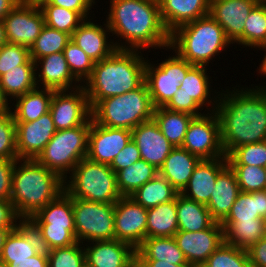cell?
I'll list each match as a JSON object with an SVG mask.
<instances>
[{
  "label": "cell",
  "mask_w": 266,
  "mask_h": 267,
  "mask_svg": "<svg viewBox=\"0 0 266 267\" xmlns=\"http://www.w3.org/2000/svg\"><path fill=\"white\" fill-rule=\"evenodd\" d=\"M255 88L234 87L216 93L220 97L215 112L225 156L238 146L266 141V85Z\"/></svg>",
  "instance_id": "cell-1"
},
{
  "label": "cell",
  "mask_w": 266,
  "mask_h": 267,
  "mask_svg": "<svg viewBox=\"0 0 266 267\" xmlns=\"http://www.w3.org/2000/svg\"><path fill=\"white\" fill-rule=\"evenodd\" d=\"M109 8L106 23L111 34L125 40L123 44L114 43L117 49L169 47L170 33L161 18L158 1L110 0Z\"/></svg>",
  "instance_id": "cell-2"
},
{
  "label": "cell",
  "mask_w": 266,
  "mask_h": 267,
  "mask_svg": "<svg viewBox=\"0 0 266 267\" xmlns=\"http://www.w3.org/2000/svg\"><path fill=\"white\" fill-rule=\"evenodd\" d=\"M139 51L116 49L108 58L94 64L90 77L82 85L91 109L100 100L120 96L145 82L146 60Z\"/></svg>",
  "instance_id": "cell-3"
},
{
  "label": "cell",
  "mask_w": 266,
  "mask_h": 267,
  "mask_svg": "<svg viewBox=\"0 0 266 267\" xmlns=\"http://www.w3.org/2000/svg\"><path fill=\"white\" fill-rule=\"evenodd\" d=\"M63 191L64 180L36 159L16 160L10 201L22 221H28Z\"/></svg>",
  "instance_id": "cell-4"
},
{
  "label": "cell",
  "mask_w": 266,
  "mask_h": 267,
  "mask_svg": "<svg viewBox=\"0 0 266 267\" xmlns=\"http://www.w3.org/2000/svg\"><path fill=\"white\" fill-rule=\"evenodd\" d=\"M230 44L221 25L208 14L171 32L167 49L175 51L192 65L207 66Z\"/></svg>",
  "instance_id": "cell-5"
},
{
  "label": "cell",
  "mask_w": 266,
  "mask_h": 267,
  "mask_svg": "<svg viewBox=\"0 0 266 267\" xmlns=\"http://www.w3.org/2000/svg\"><path fill=\"white\" fill-rule=\"evenodd\" d=\"M154 109L148 86L144 82L135 90L100 100L91 110L92 120L99 125L132 130L152 119Z\"/></svg>",
  "instance_id": "cell-6"
},
{
  "label": "cell",
  "mask_w": 266,
  "mask_h": 267,
  "mask_svg": "<svg viewBox=\"0 0 266 267\" xmlns=\"http://www.w3.org/2000/svg\"><path fill=\"white\" fill-rule=\"evenodd\" d=\"M36 231L41 248L48 251L77 243L75 237L73 198L63 191L28 221Z\"/></svg>",
  "instance_id": "cell-7"
},
{
  "label": "cell",
  "mask_w": 266,
  "mask_h": 267,
  "mask_svg": "<svg viewBox=\"0 0 266 267\" xmlns=\"http://www.w3.org/2000/svg\"><path fill=\"white\" fill-rule=\"evenodd\" d=\"M64 180L65 191L72 197L99 203H115L122 196L116 173L110 165L82 159Z\"/></svg>",
  "instance_id": "cell-8"
},
{
  "label": "cell",
  "mask_w": 266,
  "mask_h": 267,
  "mask_svg": "<svg viewBox=\"0 0 266 267\" xmlns=\"http://www.w3.org/2000/svg\"><path fill=\"white\" fill-rule=\"evenodd\" d=\"M91 124L56 131L36 160L63 180L88 154Z\"/></svg>",
  "instance_id": "cell-9"
},
{
  "label": "cell",
  "mask_w": 266,
  "mask_h": 267,
  "mask_svg": "<svg viewBox=\"0 0 266 267\" xmlns=\"http://www.w3.org/2000/svg\"><path fill=\"white\" fill-rule=\"evenodd\" d=\"M75 237L83 241L115 239L114 203H99L73 198Z\"/></svg>",
  "instance_id": "cell-10"
},
{
  "label": "cell",
  "mask_w": 266,
  "mask_h": 267,
  "mask_svg": "<svg viewBox=\"0 0 266 267\" xmlns=\"http://www.w3.org/2000/svg\"><path fill=\"white\" fill-rule=\"evenodd\" d=\"M193 66L176 52L157 66L146 60L145 82L155 108L165 106L172 99Z\"/></svg>",
  "instance_id": "cell-11"
},
{
  "label": "cell",
  "mask_w": 266,
  "mask_h": 267,
  "mask_svg": "<svg viewBox=\"0 0 266 267\" xmlns=\"http://www.w3.org/2000/svg\"><path fill=\"white\" fill-rule=\"evenodd\" d=\"M181 147L200 159L225 157L221 144L220 123L215 111L191 120Z\"/></svg>",
  "instance_id": "cell-12"
},
{
  "label": "cell",
  "mask_w": 266,
  "mask_h": 267,
  "mask_svg": "<svg viewBox=\"0 0 266 267\" xmlns=\"http://www.w3.org/2000/svg\"><path fill=\"white\" fill-rule=\"evenodd\" d=\"M49 112L56 131L91 124L92 110L83 86L69 92L67 90L54 91Z\"/></svg>",
  "instance_id": "cell-13"
},
{
  "label": "cell",
  "mask_w": 266,
  "mask_h": 267,
  "mask_svg": "<svg viewBox=\"0 0 266 267\" xmlns=\"http://www.w3.org/2000/svg\"><path fill=\"white\" fill-rule=\"evenodd\" d=\"M8 43L29 49L45 26V19L38 4L21 1L3 19Z\"/></svg>",
  "instance_id": "cell-14"
},
{
  "label": "cell",
  "mask_w": 266,
  "mask_h": 267,
  "mask_svg": "<svg viewBox=\"0 0 266 267\" xmlns=\"http://www.w3.org/2000/svg\"><path fill=\"white\" fill-rule=\"evenodd\" d=\"M114 218L115 239L136 250L146 239L147 208L130 196H122L114 203Z\"/></svg>",
  "instance_id": "cell-15"
},
{
  "label": "cell",
  "mask_w": 266,
  "mask_h": 267,
  "mask_svg": "<svg viewBox=\"0 0 266 267\" xmlns=\"http://www.w3.org/2000/svg\"><path fill=\"white\" fill-rule=\"evenodd\" d=\"M178 247L187 262L200 267L208 257L225 241L224 229L219 222L195 232L178 230L174 235Z\"/></svg>",
  "instance_id": "cell-16"
},
{
  "label": "cell",
  "mask_w": 266,
  "mask_h": 267,
  "mask_svg": "<svg viewBox=\"0 0 266 267\" xmlns=\"http://www.w3.org/2000/svg\"><path fill=\"white\" fill-rule=\"evenodd\" d=\"M131 139V130L102 126L91 119L87 158L96 163L111 165Z\"/></svg>",
  "instance_id": "cell-17"
},
{
  "label": "cell",
  "mask_w": 266,
  "mask_h": 267,
  "mask_svg": "<svg viewBox=\"0 0 266 267\" xmlns=\"http://www.w3.org/2000/svg\"><path fill=\"white\" fill-rule=\"evenodd\" d=\"M15 123L18 159H36L56 133L50 112L32 122Z\"/></svg>",
  "instance_id": "cell-18"
},
{
  "label": "cell",
  "mask_w": 266,
  "mask_h": 267,
  "mask_svg": "<svg viewBox=\"0 0 266 267\" xmlns=\"http://www.w3.org/2000/svg\"><path fill=\"white\" fill-rule=\"evenodd\" d=\"M258 0H210L209 14L221 25L228 40L243 45L245 20Z\"/></svg>",
  "instance_id": "cell-19"
},
{
  "label": "cell",
  "mask_w": 266,
  "mask_h": 267,
  "mask_svg": "<svg viewBox=\"0 0 266 267\" xmlns=\"http://www.w3.org/2000/svg\"><path fill=\"white\" fill-rule=\"evenodd\" d=\"M132 132V140L136 143L141 159L160 169L174 148L160 131L154 119L142 122Z\"/></svg>",
  "instance_id": "cell-20"
},
{
  "label": "cell",
  "mask_w": 266,
  "mask_h": 267,
  "mask_svg": "<svg viewBox=\"0 0 266 267\" xmlns=\"http://www.w3.org/2000/svg\"><path fill=\"white\" fill-rule=\"evenodd\" d=\"M39 66H41V69H39ZM35 67L36 72L40 71L36 73L37 87H41L42 84L41 88L51 89L54 91H69L82 86L70 71L63 52L46 55L36 60ZM75 82L78 83V85Z\"/></svg>",
  "instance_id": "cell-21"
},
{
  "label": "cell",
  "mask_w": 266,
  "mask_h": 267,
  "mask_svg": "<svg viewBox=\"0 0 266 267\" xmlns=\"http://www.w3.org/2000/svg\"><path fill=\"white\" fill-rule=\"evenodd\" d=\"M227 165L226 156L201 159L194 168L188 184L180 193L188 199L207 205L217 176Z\"/></svg>",
  "instance_id": "cell-22"
},
{
  "label": "cell",
  "mask_w": 266,
  "mask_h": 267,
  "mask_svg": "<svg viewBox=\"0 0 266 267\" xmlns=\"http://www.w3.org/2000/svg\"><path fill=\"white\" fill-rule=\"evenodd\" d=\"M89 245L83 247L85 262L91 267H130L136 256L131 245L117 239L92 241Z\"/></svg>",
  "instance_id": "cell-23"
},
{
  "label": "cell",
  "mask_w": 266,
  "mask_h": 267,
  "mask_svg": "<svg viewBox=\"0 0 266 267\" xmlns=\"http://www.w3.org/2000/svg\"><path fill=\"white\" fill-rule=\"evenodd\" d=\"M92 19L84 22L74 30L71 40L74 41L95 63L108 58L117 48L114 41L108 42L111 33L107 23L98 25ZM108 32V33H107Z\"/></svg>",
  "instance_id": "cell-24"
},
{
  "label": "cell",
  "mask_w": 266,
  "mask_h": 267,
  "mask_svg": "<svg viewBox=\"0 0 266 267\" xmlns=\"http://www.w3.org/2000/svg\"><path fill=\"white\" fill-rule=\"evenodd\" d=\"M161 18L169 33L209 14L210 0H158Z\"/></svg>",
  "instance_id": "cell-25"
},
{
  "label": "cell",
  "mask_w": 266,
  "mask_h": 267,
  "mask_svg": "<svg viewBox=\"0 0 266 267\" xmlns=\"http://www.w3.org/2000/svg\"><path fill=\"white\" fill-rule=\"evenodd\" d=\"M41 249L36 231L27 221H23L7 235L0 262L8 265L14 260H28L29 257L36 255Z\"/></svg>",
  "instance_id": "cell-26"
},
{
  "label": "cell",
  "mask_w": 266,
  "mask_h": 267,
  "mask_svg": "<svg viewBox=\"0 0 266 267\" xmlns=\"http://www.w3.org/2000/svg\"><path fill=\"white\" fill-rule=\"evenodd\" d=\"M240 188L234 171L227 165L217 176L210 200L206 205L212 218L221 223L229 214Z\"/></svg>",
  "instance_id": "cell-27"
},
{
  "label": "cell",
  "mask_w": 266,
  "mask_h": 267,
  "mask_svg": "<svg viewBox=\"0 0 266 267\" xmlns=\"http://www.w3.org/2000/svg\"><path fill=\"white\" fill-rule=\"evenodd\" d=\"M201 159L182 147H174L165 159L159 174L180 193L188 184L194 168Z\"/></svg>",
  "instance_id": "cell-28"
},
{
  "label": "cell",
  "mask_w": 266,
  "mask_h": 267,
  "mask_svg": "<svg viewBox=\"0 0 266 267\" xmlns=\"http://www.w3.org/2000/svg\"><path fill=\"white\" fill-rule=\"evenodd\" d=\"M37 87L16 99L10 109L15 122H32L49 112L54 90ZM14 110V111H12Z\"/></svg>",
  "instance_id": "cell-29"
},
{
  "label": "cell",
  "mask_w": 266,
  "mask_h": 267,
  "mask_svg": "<svg viewBox=\"0 0 266 267\" xmlns=\"http://www.w3.org/2000/svg\"><path fill=\"white\" fill-rule=\"evenodd\" d=\"M177 231V195L171 201L147 209L146 238L174 237Z\"/></svg>",
  "instance_id": "cell-30"
},
{
  "label": "cell",
  "mask_w": 266,
  "mask_h": 267,
  "mask_svg": "<svg viewBox=\"0 0 266 267\" xmlns=\"http://www.w3.org/2000/svg\"><path fill=\"white\" fill-rule=\"evenodd\" d=\"M178 230L195 232L211 227L216 221L206 205L177 194Z\"/></svg>",
  "instance_id": "cell-31"
},
{
  "label": "cell",
  "mask_w": 266,
  "mask_h": 267,
  "mask_svg": "<svg viewBox=\"0 0 266 267\" xmlns=\"http://www.w3.org/2000/svg\"><path fill=\"white\" fill-rule=\"evenodd\" d=\"M141 260H160L175 265L189 264L174 237H151L143 240L136 249Z\"/></svg>",
  "instance_id": "cell-32"
},
{
  "label": "cell",
  "mask_w": 266,
  "mask_h": 267,
  "mask_svg": "<svg viewBox=\"0 0 266 267\" xmlns=\"http://www.w3.org/2000/svg\"><path fill=\"white\" fill-rule=\"evenodd\" d=\"M207 68L205 66H196L194 65L186 74L185 79L181 83L179 90L176 93H184L189 98H192L203 110V106L206 108L212 105V110L210 112L215 111L217 106V101L219 98V94L216 97L211 98V88H210V80L207 75ZM210 97V98H209ZM215 101H214V100ZM215 103H213L212 102ZM208 102V103H207ZM207 104V105H206ZM214 107V108H213Z\"/></svg>",
  "instance_id": "cell-33"
},
{
  "label": "cell",
  "mask_w": 266,
  "mask_h": 267,
  "mask_svg": "<svg viewBox=\"0 0 266 267\" xmlns=\"http://www.w3.org/2000/svg\"><path fill=\"white\" fill-rule=\"evenodd\" d=\"M35 62L30 58L24 65L8 71L0 76V87L4 96L11 99L24 95L37 88Z\"/></svg>",
  "instance_id": "cell-34"
},
{
  "label": "cell",
  "mask_w": 266,
  "mask_h": 267,
  "mask_svg": "<svg viewBox=\"0 0 266 267\" xmlns=\"http://www.w3.org/2000/svg\"><path fill=\"white\" fill-rule=\"evenodd\" d=\"M195 116L172 111L164 106L154 109L153 119L173 147H181L191 120Z\"/></svg>",
  "instance_id": "cell-35"
},
{
  "label": "cell",
  "mask_w": 266,
  "mask_h": 267,
  "mask_svg": "<svg viewBox=\"0 0 266 267\" xmlns=\"http://www.w3.org/2000/svg\"><path fill=\"white\" fill-rule=\"evenodd\" d=\"M225 242L241 249H249L265 237L263 218L253 221H222Z\"/></svg>",
  "instance_id": "cell-36"
},
{
  "label": "cell",
  "mask_w": 266,
  "mask_h": 267,
  "mask_svg": "<svg viewBox=\"0 0 266 267\" xmlns=\"http://www.w3.org/2000/svg\"><path fill=\"white\" fill-rule=\"evenodd\" d=\"M266 216V189L240 191L228 216L223 221H253Z\"/></svg>",
  "instance_id": "cell-37"
},
{
  "label": "cell",
  "mask_w": 266,
  "mask_h": 267,
  "mask_svg": "<svg viewBox=\"0 0 266 267\" xmlns=\"http://www.w3.org/2000/svg\"><path fill=\"white\" fill-rule=\"evenodd\" d=\"M179 192L159 173L146 182L130 197L144 208H152L173 200Z\"/></svg>",
  "instance_id": "cell-38"
},
{
  "label": "cell",
  "mask_w": 266,
  "mask_h": 267,
  "mask_svg": "<svg viewBox=\"0 0 266 267\" xmlns=\"http://www.w3.org/2000/svg\"><path fill=\"white\" fill-rule=\"evenodd\" d=\"M159 170L143 159L129 167L116 172L117 187L121 196H130L149 180H152Z\"/></svg>",
  "instance_id": "cell-39"
},
{
  "label": "cell",
  "mask_w": 266,
  "mask_h": 267,
  "mask_svg": "<svg viewBox=\"0 0 266 267\" xmlns=\"http://www.w3.org/2000/svg\"><path fill=\"white\" fill-rule=\"evenodd\" d=\"M39 7L43 12L46 26L70 36L85 20L79 12L55 6L50 2H41Z\"/></svg>",
  "instance_id": "cell-40"
},
{
  "label": "cell",
  "mask_w": 266,
  "mask_h": 267,
  "mask_svg": "<svg viewBox=\"0 0 266 267\" xmlns=\"http://www.w3.org/2000/svg\"><path fill=\"white\" fill-rule=\"evenodd\" d=\"M244 24L243 46L260 50L266 44V2H258Z\"/></svg>",
  "instance_id": "cell-41"
},
{
  "label": "cell",
  "mask_w": 266,
  "mask_h": 267,
  "mask_svg": "<svg viewBox=\"0 0 266 267\" xmlns=\"http://www.w3.org/2000/svg\"><path fill=\"white\" fill-rule=\"evenodd\" d=\"M70 40L71 36L69 34L45 25L29 49L30 58L35 62L46 55L63 52Z\"/></svg>",
  "instance_id": "cell-42"
},
{
  "label": "cell",
  "mask_w": 266,
  "mask_h": 267,
  "mask_svg": "<svg viewBox=\"0 0 266 267\" xmlns=\"http://www.w3.org/2000/svg\"><path fill=\"white\" fill-rule=\"evenodd\" d=\"M200 267H252L247 250L225 241Z\"/></svg>",
  "instance_id": "cell-43"
},
{
  "label": "cell",
  "mask_w": 266,
  "mask_h": 267,
  "mask_svg": "<svg viewBox=\"0 0 266 267\" xmlns=\"http://www.w3.org/2000/svg\"><path fill=\"white\" fill-rule=\"evenodd\" d=\"M63 53L73 76L81 85L84 84L90 77L95 62L72 40L65 46Z\"/></svg>",
  "instance_id": "cell-44"
},
{
  "label": "cell",
  "mask_w": 266,
  "mask_h": 267,
  "mask_svg": "<svg viewBox=\"0 0 266 267\" xmlns=\"http://www.w3.org/2000/svg\"><path fill=\"white\" fill-rule=\"evenodd\" d=\"M228 165L266 167V141L250 143L235 148L226 156Z\"/></svg>",
  "instance_id": "cell-45"
},
{
  "label": "cell",
  "mask_w": 266,
  "mask_h": 267,
  "mask_svg": "<svg viewBox=\"0 0 266 267\" xmlns=\"http://www.w3.org/2000/svg\"><path fill=\"white\" fill-rule=\"evenodd\" d=\"M234 171L240 191L254 192L266 189L264 167L250 165H229Z\"/></svg>",
  "instance_id": "cell-46"
},
{
  "label": "cell",
  "mask_w": 266,
  "mask_h": 267,
  "mask_svg": "<svg viewBox=\"0 0 266 267\" xmlns=\"http://www.w3.org/2000/svg\"><path fill=\"white\" fill-rule=\"evenodd\" d=\"M77 242L68 247L47 251L48 267H82L85 263V251Z\"/></svg>",
  "instance_id": "cell-47"
},
{
  "label": "cell",
  "mask_w": 266,
  "mask_h": 267,
  "mask_svg": "<svg viewBox=\"0 0 266 267\" xmlns=\"http://www.w3.org/2000/svg\"><path fill=\"white\" fill-rule=\"evenodd\" d=\"M0 159L17 160L16 123L11 113L0 120Z\"/></svg>",
  "instance_id": "cell-48"
},
{
  "label": "cell",
  "mask_w": 266,
  "mask_h": 267,
  "mask_svg": "<svg viewBox=\"0 0 266 267\" xmlns=\"http://www.w3.org/2000/svg\"><path fill=\"white\" fill-rule=\"evenodd\" d=\"M30 59L28 47L6 43L0 47V76Z\"/></svg>",
  "instance_id": "cell-49"
},
{
  "label": "cell",
  "mask_w": 266,
  "mask_h": 267,
  "mask_svg": "<svg viewBox=\"0 0 266 267\" xmlns=\"http://www.w3.org/2000/svg\"><path fill=\"white\" fill-rule=\"evenodd\" d=\"M141 159V154L136 143L131 141L124 147L123 150L114 158L110 168L116 173L126 167L131 166Z\"/></svg>",
  "instance_id": "cell-50"
},
{
  "label": "cell",
  "mask_w": 266,
  "mask_h": 267,
  "mask_svg": "<svg viewBox=\"0 0 266 267\" xmlns=\"http://www.w3.org/2000/svg\"><path fill=\"white\" fill-rule=\"evenodd\" d=\"M164 107L172 111L188 113L195 117L205 113L199 112L201 107L184 93H176Z\"/></svg>",
  "instance_id": "cell-51"
},
{
  "label": "cell",
  "mask_w": 266,
  "mask_h": 267,
  "mask_svg": "<svg viewBox=\"0 0 266 267\" xmlns=\"http://www.w3.org/2000/svg\"><path fill=\"white\" fill-rule=\"evenodd\" d=\"M16 160L0 159V200H10Z\"/></svg>",
  "instance_id": "cell-52"
},
{
  "label": "cell",
  "mask_w": 266,
  "mask_h": 267,
  "mask_svg": "<svg viewBox=\"0 0 266 267\" xmlns=\"http://www.w3.org/2000/svg\"><path fill=\"white\" fill-rule=\"evenodd\" d=\"M22 222L11 201L0 200V228H17Z\"/></svg>",
  "instance_id": "cell-53"
},
{
  "label": "cell",
  "mask_w": 266,
  "mask_h": 267,
  "mask_svg": "<svg viewBox=\"0 0 266 267\" xmlns=\"http://www.w3.org/2000/svg\"><path fill=\"white\" fill-rule=\"evenodd\" d=\"M42 2H50L59 7H64L76 12H79L85 19H88L89 13L92 11V5H95V0H44Z\"/></svg>",
  "instance_id": "cell-54"
},
{
  "label": "cell",
  "mask_w": 266,
  "mask_h": 267,
  "mask_svg": "<svg viewBox=\"0 0 266 267\" xmlns=\"http://www.w3.org/2000/svg\"><path fill=\"white\" fill-rule=\"evenodd\" d=\"M252 267H266V236L247 249Z\"/></svg>",
  "instance_id": "cell-55"
},
{
  "label": "cell",
  "mask_w": 266,
  "mask_h": 267,
  "mask_svg": "<svg viewBox=\"0 0 266 267\" xmlns=\"http://www.w3.org/2000/svg\"><path fill=\"white\" fill-rule=\"evenodd\" d=\"M9 267H48L47 251L43 248L28 260H14L8 264Z\"/></svg>",
  "instance_id": "cell-56"
},
{
  "label": "cell",
  "mask_w": 266,
  "mask_h": 267,
  "mask_svg": "<svg viewBox=\"0 0 266 267\" xmlns=\"http://www.w3.org/2000/svg\"><path fill=\"white\" fill-rule=\"evenodd\" d=\"M22 0H0V20L13 10Z\"/></svg>",
  "instance_id": "cell-57"
},
{
  "label": "cell",
  "mask_w": 266,
  "mask_h": 267,
  "mask_svg": "<svg viewBox=\"0 0 266 267\" xmlns=\"http://www.w3.org/2000/svg\"><path fill=\"white\" fill-rule=\"evenodd\" d=\"M148 267H196L192 264L175 265L166 261L160 260H142Z\"/></svg>",
  "instance_id": "cell-58"
},
{
  "label": "cell",
  "mask_w": 266,
  "mask_h": 267,
  "mask_svg": "<svg viewBox=\"0 0 266 267\" xmlns=\"http://www.w3.org/2000/svg\"><path fill=\"white\" fill-rule=\"evenodd\" d=\"M15 228H0V256L2 253L3 245L5 242V239L10 231L14 230Z\"/></svg>",
  "instance_id": "cell-59"
},
{
  "label": "cell",
  "mask_w": 266,
  "mask_h": 267,
  "mask_svg": "<svg viewBox=\"0 0 266 267\" xmlns=\"http://www.w3.org/2000/svg\"><path fill=\"white\" fill-rule=\"evenodd\" d=\"M8 43L3 20H0V47Z\"/></svg>",
  "instance_id": "cell-60"
},
{
  "label": "cell",
  "mask_w": 266,
  "mask_h": 267,
  "mask_svg": "<svg viewBox=\"0 0 266 267\" xmlns=\"http://www.w3.org/2000/svg\"><path fill=\"white\" fill-rule=\"evenodd\" d=\"M8 102V99L4 96L2 88L0 87V109H11L12 106H8L10 104Z\"/></svg>",
  "instance_id": "cell-61"
},
{
  "label": "cell",
  "mask_w": 266,
  "mask_h": 267,
  "mask_svg": "<svg viewBox=\"0 0 266 267\" xmlns=\"http://www.w3.org/2000/svg\"><path fill=\"white\" fill-rule=\"evenodd\" d=\"M261 49L262 50L264 49V51L266 52V44ZM258 70H259L258 73L266 76V54L264 55L262 63L259 65Z\"/></svg>",
  "instance_id": "cell-62"
},
{
  "label": "cell",
  "mask_w": 266,
  "mask_h": 267,
  "mask_svg": "<svg viewBox=\"0 0 266 267\" xmlns=\"http://www.w3.org/2000/svg\"><path fill=\"white\" fill-rule=\"evenodd\" d=\"M130 267H148V266L141 259L135 256L130 263Z\"/></svg>",
  "instance_id": "cell-63"
},
{
  "label": "cell",
  "mask_w": 266,
  "mask_h": 267,
  "mask_svg": "<svg viewBox=\"0 0 266 267\" xmlns=\"http://www.w3.org/2000/svg\"><path fill=\"white\" fill-rule=\"evenodd\" d=\"M10 109H0V120L8 113H10Z\"/></svg>",
  "instance_id": "cell-64"
},
{
  "label": "cell",
  "mask_w": 266,
  "mask_h": 267,
  "mask_svg": "<svg viewBox=\"0 0 266 267\" xmlns=\"http://www.w3.org/2000/svg\"><path fill=\"white\" fill-rule=\"evenodd\" d=\"M25 3H29V4H40L42 1L44 0H22Z\"/></svg>",
  "instance_id": "cell-65"
},
{
  "label": "cell",
  "mask_w": 266,
  "mask_h": 267,
  "mask_svg": "<svg viewBox=\"0 0 266 267\" xmlns=\"http://www.w3.org/2000/svg\"><path fill=\"white\" fill-rule=\"evenodd\" d=\"M263 226H264V231L266 234V216L263 217Z\"/></svg>",
  "instance_id": "cell-66"
},
{
  "label": "cell",
  "mask_w": 266,
  "mask_h": 267,
  "mask_svg": "<svg viewBox=\"0 0 266 267\" xmlns=\"http://www.w3.org/2000/svg\"><path fill=\"white\" fill-rule=\"evenodd\" d=\"M0 267H9L8 265H6L5 263L3 262H0Z\"/></svg>",
  "instance_id": "cell-67"
},
{
  "label": "cell",
  "mask_w": 266,
  "mask_h": 267,
  "mask_svg": "<svg viewBox=\"0 0 266 267\" xmlns=\"http://www.w3.org/2000/svg\"><path fill=\"white\" fill-rule=\"evenodd\" d=\"M82 267H91L90 265H88L86 262L83 264Z\"/></svg>",
  "instance_id": "cell-68"
}]
</instances>
